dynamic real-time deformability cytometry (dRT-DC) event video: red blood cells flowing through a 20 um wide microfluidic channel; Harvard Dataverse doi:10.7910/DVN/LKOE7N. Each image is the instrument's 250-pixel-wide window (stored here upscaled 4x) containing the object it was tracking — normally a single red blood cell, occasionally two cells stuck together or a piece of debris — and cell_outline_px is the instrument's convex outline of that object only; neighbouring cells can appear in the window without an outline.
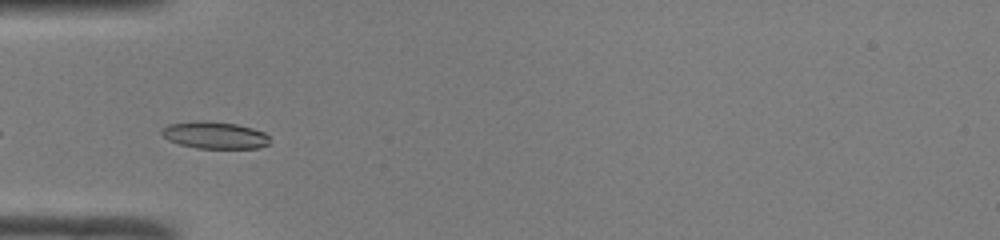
{"species": "common noctule bat (a hibernating species)", "species_latin": "Nyctalus noctula", "temperature_condition": "room temperature", "stored_images_in_passage": 29, "camera_frame_rate_fps": 3000, "um_per_image_px": 0.085, "animal": {"sex": "male", "body_mass_g": 19.0, "forearm_length_mm": 50.8}, "frame": {"image": 1, "passage_image": 4, "time_ms": 1.0, "image_size_px": [1000, 240], "cell_outline_px": [[268, 144], [260, 148], [196, 148], [180, 144], [168, 140], [160, 132], [168, 124], [192, 120], [208, 120], [236, 124], [252, 128], [264, 132], [268, 136]], "centroid_in_image_um": [18.23, 11.47], "position_along_channel_um": 66.8, "area_um2": 17.11}}
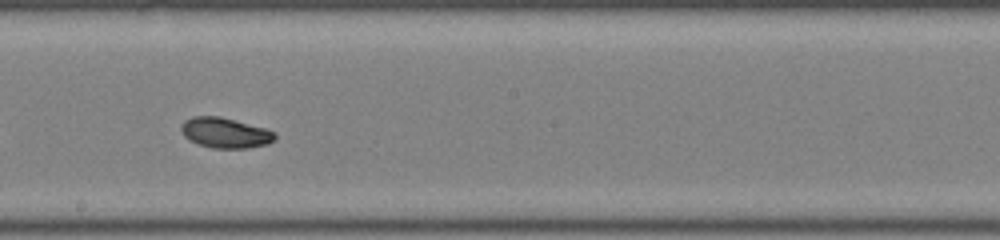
{"frame": {"image": 2, "passage_image": 16, "time_ms": 5.0, "image_size_px": [1000, 240], "cell_outline_px": [[276, 136], [268, 144], [248, 148], [212, 148], [188, 140], [184, 136], [180, 128], [180, 124], [184, 120], [192, 116], [220, 116], [264, 128], [276, 132]], "centroid_in_image_um": [19.1, 11.28], "position_along_channel_um": 229.1, "area_um2": 16.59}}
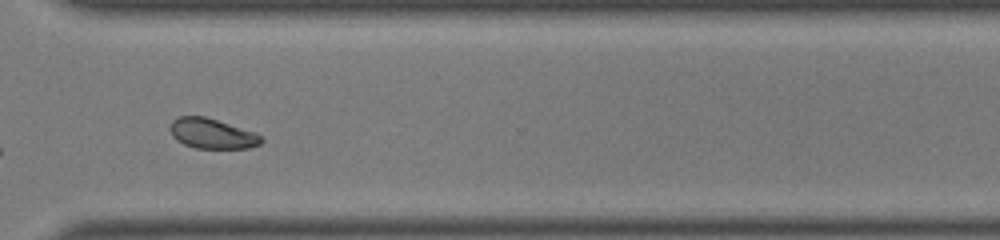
{"frame": {"image": 3, "passage_image": 25, "time_ms": 8.0, "image_size_px": [1000, 240], "cell_outline_px": [[264, 140], [260, 144], [248, 148], [196, 148], [184, 144], [176, 140], [172, 136], [168, 128], [172, 120], [180, 116], [204, 116], [256, 132]], "centroid_in_image_um": [18.0, 11.35], "position_along_channel_um": 352.6, "area_um2": 16.07}, "authors_computed_cell_mechanics": {"area_um2": 16.2996, "velocity_mm_per_s": 4.0907, "shape_relaxation_time_tau1_ms": 3.3156, "shape_relaxation_time_tau2_ms": 3.4292, "deformation_change_tau1": 0.1123, "deformation_change_tau2": 0.0583}}